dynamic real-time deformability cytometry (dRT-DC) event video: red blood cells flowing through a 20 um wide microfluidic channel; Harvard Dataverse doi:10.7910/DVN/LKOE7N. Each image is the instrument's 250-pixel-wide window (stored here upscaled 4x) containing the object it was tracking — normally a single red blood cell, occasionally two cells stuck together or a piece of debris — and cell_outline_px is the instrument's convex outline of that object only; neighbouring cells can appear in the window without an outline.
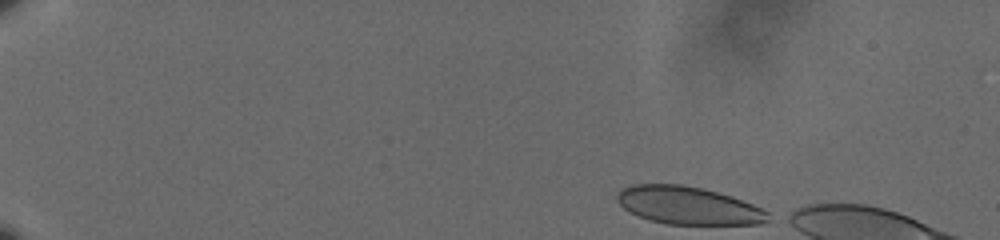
{"species": "human", "species_latin": "Homo sapiens", "temperature_condition": "cold", "stored_images_in_passage": 10, "camera_frame_rate_fps": 3000, "um_per_image_px": 0.085, "donor": {"sex": "male"}, "frame": {"image": 1, "passage_image": 1, "time_ms": 0.0, "image_size_px": [1000, 240], "cell_outline_px": [[776, 216], [760, 224], [668, 224], [648, 220], [628, 212], [616, 200], [616, 196], [620, 188], [632, 184], [680, 184], [704, 188], [732, 196], [752, 204]], "centroid_in_image_um": [58.49, 17.46], "position_along_channel_um": 26.5, "area_um2": 33.58}}